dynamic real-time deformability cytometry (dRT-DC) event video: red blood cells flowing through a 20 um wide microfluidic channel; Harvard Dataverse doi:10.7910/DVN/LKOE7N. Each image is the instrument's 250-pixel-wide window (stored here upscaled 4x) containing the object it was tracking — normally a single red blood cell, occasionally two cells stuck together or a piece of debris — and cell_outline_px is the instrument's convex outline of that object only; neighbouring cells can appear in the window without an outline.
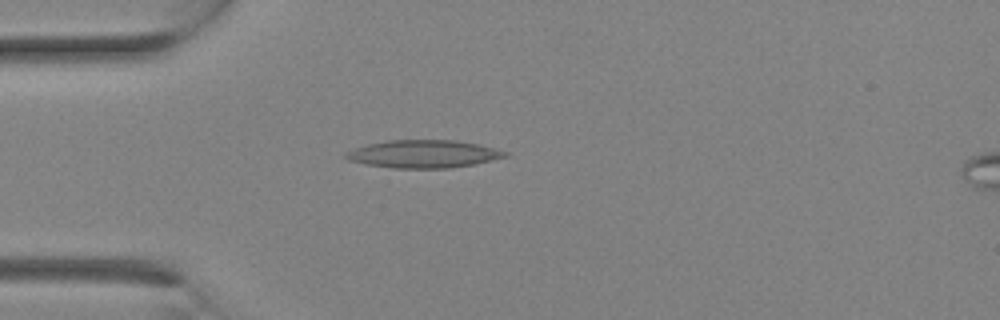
{"species": "Egyptian fruit bat (a non-hibernating species)", "species_latin": "Rousettus aegyptiacus", "temperature_condition": "room temperature", "stored_images_in_passage": 5, "camera_frame_rate_fps": 3000, "um_per_image_px": 0.085, "animal": {"sex": "female"}, "frame": {"image": 1, "passage_image": 1, "time_ms": 0.0, "image_size_px": [1000, 320], "cell_outline_px": [[508, 156], [472, 164], [448, 168], [392, 168], [364, 164], [348, 160], [344, 156], [344, 152], [368, 144], [388, 140], [456, 140], [480, 144], [508, 152]], "centroid_in_image_um": [35.97, 13.08], "position_along_channel_um": 49.0, "area_um2": 25.72}}
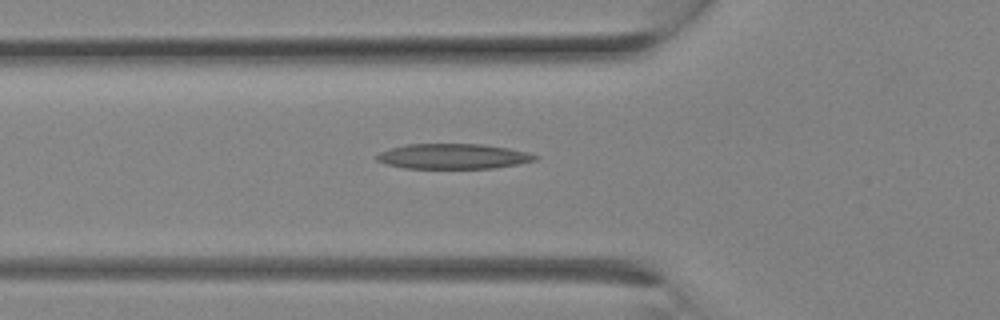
{"frame": {"image": 2, "passage_image": 3, "time_ms": 0.667, "image_size_px": [1000, 320], "cell_outline_px": [[540, 156], [536, 160], [516, 164], [492, 168], [404, 168], [388, 164], [376, 160], [372, 156], [380, 152], [392, 148], [408, 144], [484, 144], [508, 148], [528, 152]], "centroid_in_image_um": [38.51, 13.28], "position_along_channel_um": 87.3, "area_um2": 23.18}}
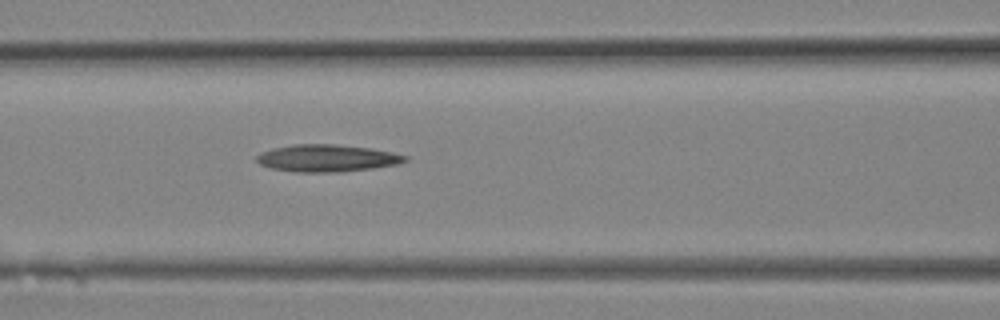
{"frame": {"image": 3, "passage_image": 5, "time_ms": 1.333, "image_size_px": [1000, 320], "cell_outline_px": [[408, 160], [400, 164], [372, 168], [340, 172], [296, 172], [268, 168], [260, 164], [256, 160], [256, 156], [260, 152], [272, 148], [292, 144], [332, 144], [368, 148], [392, 152], [408, 156]], "centroid_in_image_um": [27.76, 13.45], "position_along_channel_um": 138.8, "area_um2": 23.64}}